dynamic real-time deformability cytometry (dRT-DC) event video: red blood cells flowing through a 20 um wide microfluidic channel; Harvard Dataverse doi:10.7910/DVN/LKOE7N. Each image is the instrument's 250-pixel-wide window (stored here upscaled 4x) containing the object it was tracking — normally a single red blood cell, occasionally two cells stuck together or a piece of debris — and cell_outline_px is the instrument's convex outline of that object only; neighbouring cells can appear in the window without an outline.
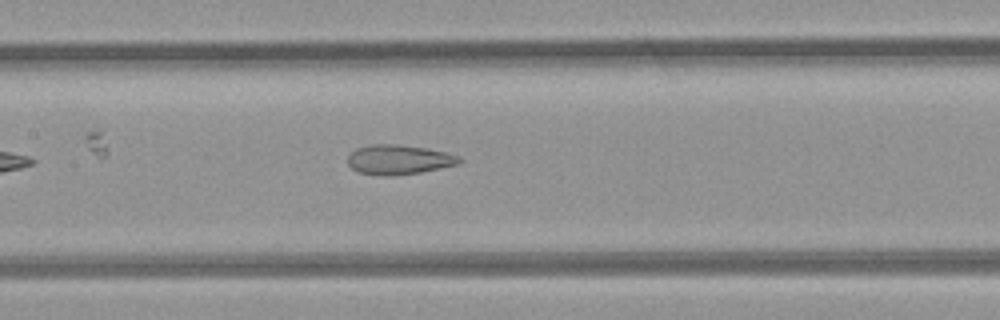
{"species": "common noctule bat (a hibernating species)", "species_latin": "Nyctalus noctula", "temperature_condition": "room temperature", "stored_images_in_passage": 36, "camera_frame_rate_fps": 3000, "um_per_image_px": 0.085, "animal": {"sex": "female", "body_mass_g": 21.9}, "frame": {"image": 1, "passage_image": 12, "time_ms": 3.667, "image_size_px": [1000, 320], "cell_outline_px": [[464, 160], [460, 164], [420, 172], [392, 176], [388, 176], [360, 172], [352, 168], [348, 164], [348, 156], [356, 148], [372, 144], [396, 144], [428, 148], [460, 156]], "centroid_in_image_um": [33.94, 13.56], "position_along_channel_um": 173.5, "area_um2": 19.25}}
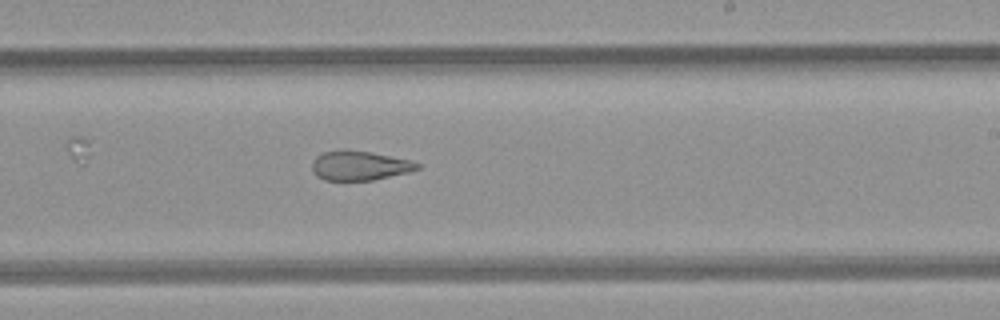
{"frame": {"image": 2, "passage_image": 18, "time_ms": 5.667, "image_size_px": [1000, 320], "cell_outline_px": [[420, 168], [408, 172], [372, 180], [324, 180], [316, 176], [312, 172], [312, 164], [316, 156], [324, 152], [340, 148], [344, 148], [368, 152], [412, 160], [420, 164]], "centroid_in_image_um": [30.53, 14.06], "position_along_channel_um": 258.5, "area_um2": 18.15}}
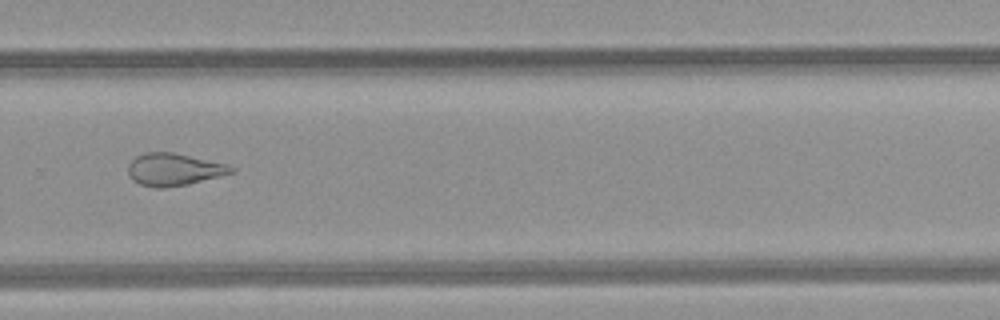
{"frame": {"image": 3, "passage_image": 22, "time_ms": 7.0, "image_size_px": [1000, 320], "cell_outline_px": [[236, 172], [188, 184], [164, 188], [156, 188], [140, 184], [132, 180], [128, 172], [128, 164], [136, 156], [148, 152], [172, 152], [228, 164], [236, 168]], "centroid_in_image_um": [14.8, 14.41], "position_along_channel_um": 315.0, "area_um2": 19.48}, "authors_computed_cell_mechanics": {"area_um2": 20.6057, "velocity_mm_per_s": 4.2713, "shape_relaxation_time_tau1_ms": null, "shape_relaxation_time_tau2_ms": 2.2602, "deformation_change_tau1": null, "deformation_change_tau2": 0.1086}}